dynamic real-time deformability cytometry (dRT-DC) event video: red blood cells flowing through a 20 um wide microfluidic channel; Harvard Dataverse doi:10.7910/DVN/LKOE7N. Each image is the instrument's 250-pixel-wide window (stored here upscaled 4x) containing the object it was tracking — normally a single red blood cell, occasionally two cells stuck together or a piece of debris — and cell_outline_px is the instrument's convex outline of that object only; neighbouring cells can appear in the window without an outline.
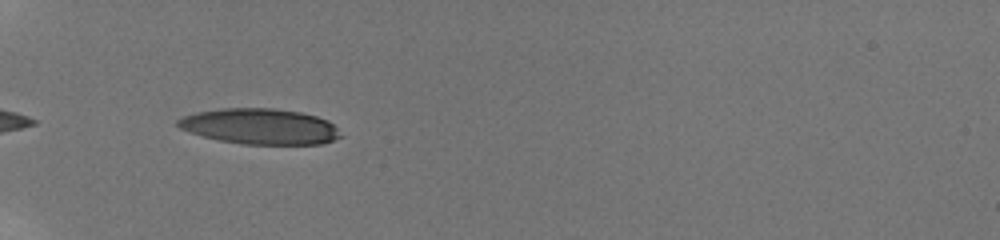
{"species": "human", "species_latin": "Homo sapiens", "temperature_condition": "room temperature", "stored_images_in_passage": 35, "camera_frame_rate_fps": 3000, "um_per_image_px": 0.085, "donor": {"sex": "male"}, "frame": {"image": 1, "passage_image": 1, "time_ms": 0.0, "image_size_px": [1000, 240], "cell_outline_px": [[344, 136], [320, 144], [244, 144], [220, 140], [188, 132], [180, 128], [176, 124], [176, 120], [184, 116], [196, 112], [220, 108], [272, 108], [300, 112], [316, 116], [328, 120]], "centroid_in_image_um": [22.09, 10.74], "position_along_channel_um": 62.9, "area_um2": 33.76}}
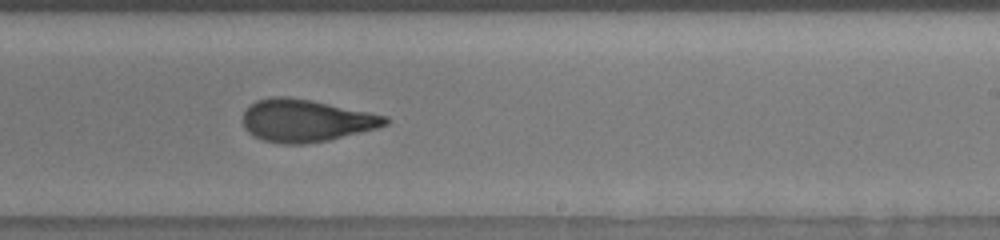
{"frame": {"image": 2, "passage_image": 15, "time_ms": 5.667, "image_size_px": [1000, 240], "cell_outline_px": [[388, 124], [376, 128], [328, 140], [304, 144], [280, 144], [264, 140], [252, 136], [244, 128], [244, 112], [256, 100], [272, 96], [288, 96], [312, 100], [388, 116]], "centroid_in_image_um": [25.98, 10.24], "position_along_channel_um": 263.0, "area_um2": 35.08}}
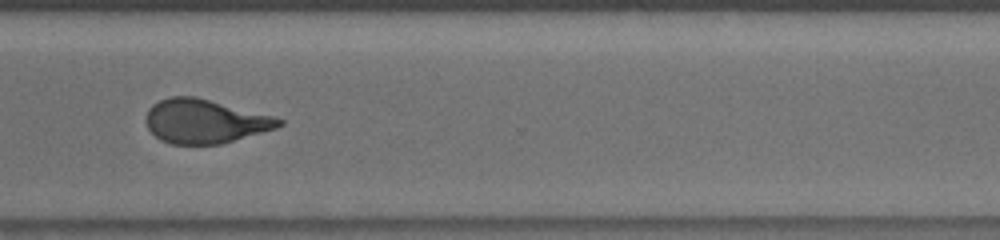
{"frame": {"image": 3, "passage_image": 22, "time_ms": 8.0, "image_size_px": [1000, 240], "cell_outline_px": [[284, 124], [276, 128], [220, 144], [172, 144], [160, 140], [148, 128], [144, 120], [144, 116], [148, 108], [152, 104], [160, 100], [172, 96], [196, 96], [272, 116], [284, 120]], "centroid_in_image_um": [17.36, 10.3], "position_along_channel_um": 353.2, "area_um2": 33.99}, "authors_computed_cell_mechanics": {"area_um2": 35.0268, "velocity_mm_per_s": 3.8667, "shape_relaxation_time_tau1_ms": 9.1794, "shape_relaxation_time_tau2_ms": 1.4736, "deformation_change_tau1": 0.299, "deformation_change_tau2": 0.0971}}